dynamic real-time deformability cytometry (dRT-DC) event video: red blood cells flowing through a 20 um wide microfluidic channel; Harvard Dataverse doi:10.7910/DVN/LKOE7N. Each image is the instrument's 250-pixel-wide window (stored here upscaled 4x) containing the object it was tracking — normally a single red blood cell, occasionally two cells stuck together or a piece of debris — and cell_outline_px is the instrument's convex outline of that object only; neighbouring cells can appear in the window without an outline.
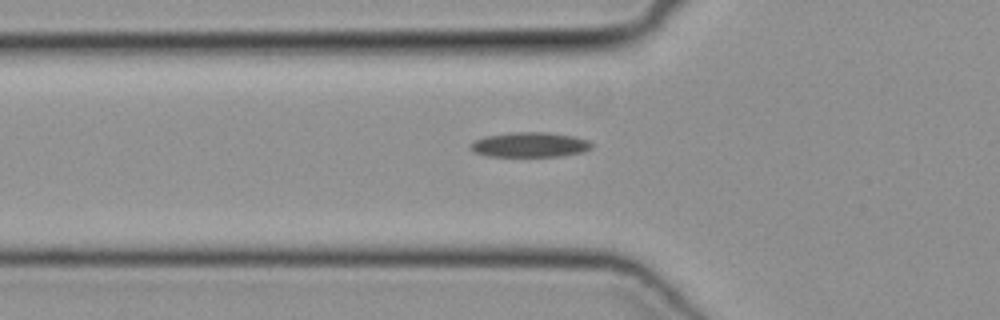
{"species": "common noctule bat (a hibernating species)", "species_latin": "Nyctalus noctula", "temperature_condition": "cold", "stored_images_in_passage": 39, "camera_frame_rate_fps": 3000, "um_per_image_px": 0.085, "animal": {"sex": "female", "body_mass_g": 19.3, "forearm_length_mm": 54.1}, "frame": {"image": 1, "passage_image": 11, "time_ms": 3.333, "image_size_px": [1000, 320], "cell_outline_px": [[592, 148], [580, 152], [560, 156], [488, 156], [476, 152], [472, 148], [472, 140], [484, 136], [512, 132], [548, 132], [576, 136], [588, 140], [592, 144]], "centroid_in_image_um": [45.05, 12.28], "position_along_channel_um": 80.7, "area_um2": 17.51}}
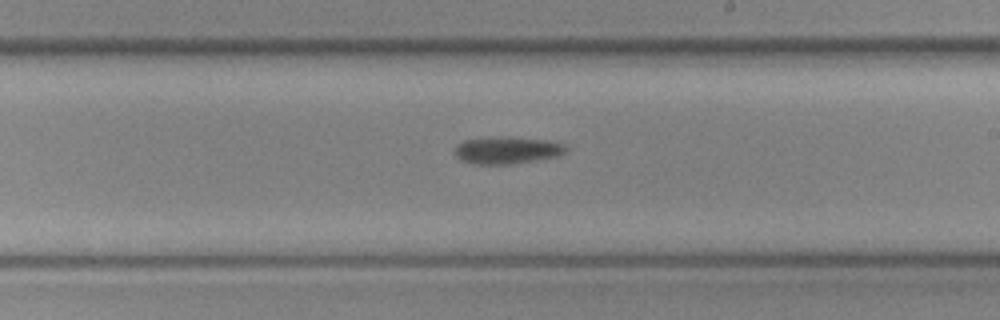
{"frame": {"image": 2, "passage_image": 23, "time_ms": 7.333, "image_size_px": [1000, 320], "cell_outline_px": [[568, 148], [564, 152], [556, 156], [536, 160], [512, 164], [476, 164], [460, 160], [456, 156], [456, 144], [464, 140], [500, 136], [508, 136], [548, 140], [564, 144]], "centroid_in_image_um": [43.09, 12.76], "position_along_channel_um": 245.9, "area_um2": 17.63}}
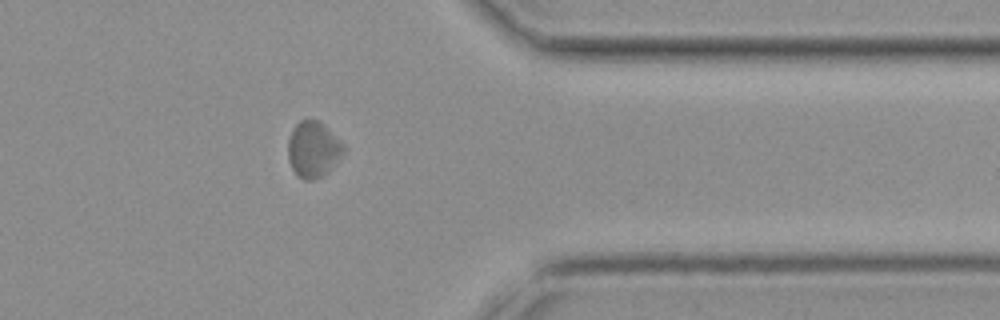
{"frame": {"image": 3, "passage_image": 34, "time_ms": 11.0, "image_size_px": [1000, 320], "cell_outline_px": [[344, 152], [328, 172], [316, 180], [304, 180], [296, 176], [288, 160], [288, 140], [292, 128], [300, 120], [308, 116], [320, 120], [344, 144]], "centroid_in_image_um": [26.6, 12.67], "position_along_channel_um": 384.8, "area_um2": 18.61}}